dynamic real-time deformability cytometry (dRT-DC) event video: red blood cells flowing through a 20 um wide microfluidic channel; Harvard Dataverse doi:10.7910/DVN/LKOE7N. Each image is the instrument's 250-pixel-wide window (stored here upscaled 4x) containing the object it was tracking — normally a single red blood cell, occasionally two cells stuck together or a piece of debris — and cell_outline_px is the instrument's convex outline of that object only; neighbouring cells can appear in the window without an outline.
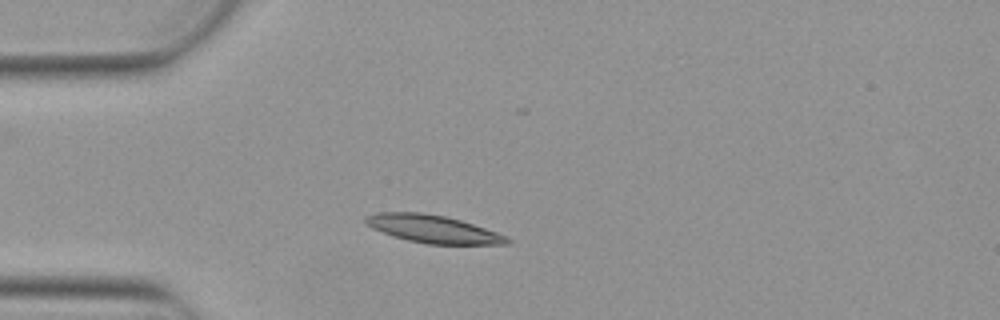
{"species": "Egyptian fruit bat (a non-hibernating species)", "species_latin": "Rousettus aegyptiacus", "temperature_condition": "warm", "stored_images_in_passage": 5, "camera_frame_rate_fps": 3000, "um_per_image_px": 0.085, "animal": {"sex": "female"}, "frame": {"image": 1, "passage_image": 4, "time_ms": 1.0, "image_size_px": [1000, 320], "cell_outline_px": [[512, 244], [428, 244], [408, 240], [392, 236], [372, 228], [364, 224], [364, 216], [376, 212], [424, 212], [444, 216], [460, 220], [508, 236], [512, 240]], "centroid_in_image_um": [36.77, 19.46], "position_along_channel_um": 48.2, "area_um2": 23.0}}